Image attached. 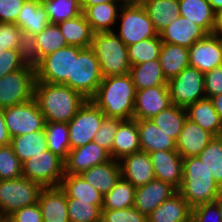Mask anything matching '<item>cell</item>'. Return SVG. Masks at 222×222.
<instances>
[{
  "instance_id": "obj_1",
  "label": "cell",
  "mask_w": 222,
  "mask_h": 222,
  "mask_svg": "<svg viewBox=\"0 0 222 222\" xmlns=\"http://www.w3.org/2000/svg\"><path fill=\"white\" fill-rule=\"evenodd\" d=\"M136 88L130 73L103 77L90 99L109 118L133 119Z\"/></svg>"
},
{
  "instance_id": "obj_2",
  "label": "cell",
  "mask_w": 222,
  "mask_h": 222,
  "mask_svg": "<svg viewBox=\"0 0 222 222\" xmlns=\"http://www.w3.org/2000/svg\"><path fill=\"white\" fill-rule=\"evenodd\" d=\"M34 98L46 122L68 123L87 101L65 84L35 82Z\"/></svg>"
},
{
  "instance_id": "obj_3",
  "label": "cell",
  "mask_w": 222,
  "mask_h": 222,
  "mask_svg": "<svg viewBox=\"0 0 222 222\" xmlns=\"http://www.w3.org/2000/svg\"><path fill=\"white\" fill-rule=\"evenodd\" d=\"M178 192L193 209L214 202L222 195V188L213 179L199 156L183 159V179Z\"/></svg>"
},
{
  "instance_id": "obj_4",
  "label": "cell",
  "mask_w": 222,
  "mask_h": 222,
  "mask_svg": "<svg viewBox=\"0 0 222 222\" xmlns=\"http://www.w3.org/2000/svg\"><path fill=\"white\" fill-rule=\"evenodd\" d=\"M91 48L99 61L103 77L130 73L127 46L115 32H97Z\"/></svg>"
},
{
  "instance_id": "obj_5",
  "label": "cell",
  "mask_w": 222,
  "mask_h": 222,
  "mask_svg": "<svg viewBox=\"0 0 222 222\" xmlns=\"http://www.w3.org/2000/svg\"><path fill=\"white\" fill-rule=\"evenodd\" d=\"M102 79L99 61L94 50L91 47L73 46L72 77L68 78L65 85L90 100L99 88Z\"/></svg>"
},
{
  "instance_id": "obj_6",
  "label": "cell",
  "mask_w": 222,
  "mask_h": 222,
  "mask_svg": "<svg viewBox=\"0 0 222 222\" xmlns=\"http://www.w3.org/2000/svg\"><path fill=\"white\" fill-rule=\"evenodd\" d=\"M117 24L114 32L126 46L158 36L143 5L121 7Z\"/></svg>"
},
{
  "instance_id": "obj_7",
  "label": "cell",
  "mask_w": 222,
  "mask_h": 222,
  "mask_svg": "<svg viewBox=\"0 0 222 222\" xmlns=\"http://www.w3.org/2000/svg\"><path fill=\"white\" fill-rule=\"evenodd\" d=\"M36 67L28 63L24 68L0 78V108L5 109L34 98Z\"/></svg>"
},
{
  "instance_id": "obj_8",
  "label": "cell",
  "mask_w": 222,
  "mask_h": 222,
  "mask_svg": "<svg viewBox=\"0 0 222 222\" xmlns=\"http://www.w3.org/2000/svg\"><path fill=\"white\" fill-rule=\"evenodd\" d=\"M43 188L24 177L0 180V213L9 216L17 209L37 203Z\"/></svg>"
},
{
  "instance_id": "obj_9",
  "label": "cell",
  "mask_w": 222,
  "mask_h": 222,
  "mask_svg": "<svg viewBox=\"0 0 222 222\" xmlns=\"http://www.w3.org/2000/svg\"><path fill=\"white\" fill-rule=\"evenodd\" d=\"M22 175L43 187H57L65 175V162L47 149L22 163Z\"/></svg>"
},
{
  "instance_id": "obj_10",
  "label": "cell",
  "mask_w": 222,
  "mask_h": 222,
  "mask_svg": "<svg viewBox=\"0 0 222 222\" xmlns=\"http://www.w3.org/2000/svg\"><path fill=\"white\" fill-rule=\"evenodd\" d=\"M11 138L45 129L46 120L35 98L3 109Z\"/></svg>"
},
{
  "instance_id": "obj_11",
  "label": "cell",
  "mask_w": 222,
  "mask_h": 222,
  "mask_svg": "<svg viewBox=\"0 0 222 222\" xmlns=\"http://www.w3.org/2000/svg\"><path fill=\"white\" fill-rule=\"evenodd\" d=\"M204 75L197 68L189 66L169 80L167 85L171 103L186 108L205 98Z\"/></svg>"
},
{
  "instance_id": "obj_12",
  "label": "cell",
  "mask_w": 222,
  "mask_h": 222,
  "mask_svg": "<svg viewBox=\"0 0 222 222\" xmlns=\"http://www.w3.org/2000/svg\"><path fill=\"white\" fill-rule=\"evenodd\" d=\"M105 117L104 113L91 100H87L68 122L71 149L93 142L95 133Z\"/></svg>"
},
{
  "instance_id": "obj_13",
  "label": "cell",
  "mask_w": 222,
  "mask_h": 222,
  "mask_svg": "<svg viewBox=\"0 0 222 222\" xmlns=\"http://www.w3.org/2000/svg\"><path fill=\"white\" fill-rule=\"evenodd\" d=\"M36 82L65 84L72 77L73 46H66L43 57L36 65Z\"/></svg>"
},
{
  "instance_id": "obj_14",
  "label": "cell",
  "mask_w": 222,
  "mask_h": 222,
  "mask_svg": "<svg viewBox=\"0 0 222 222\" xmlns=\"http://www.w3.org/2000/svg\"><path fill=\"white\" fill-rule=\"evenodd\" d=\"M189 49V64L202 73L222 65V41L219 35L207 34Z\"/></svg>"
},
{
  "instance_id": "obj_15",
  "label": "cell",
  "mask_w": 222,
  "mask_h": 222,
  "mask_svg": "<svg viewBox=\"0 0 222 222\" xmlns=\"http://www.w3.org/2000/svg\"><path fill=\"white\" fill-rule=\"evenodd\" d=\"M171 105L168 86L136 90L133 119H151Z\"/></svg>"
},
{
  "instance_id": "obj_16",
  "label": "cell",
  "mask_w": 222,
  "mask_h": 222,
  "mask_svg": "<svg viewBox=\"0 0 222 222\" xmlns=\"http://www.w3.org/2000/svg\"><path fill=\"white\" fill-rule=\"evenodd\" d=\"M154 168L155 178L167 182L177 190L183 179V158L176 150L148 153Z\"/></svg>"
},
{
  "instance_id": "obj_17",
  "label": "cell",
  "mask_w": 222,
  "mask_h": 222,
  "mask_svg": "<svg viewBox=\"0 0 222 222\" xmlns=\"http://www.w3.org/2000/svg\"><path fill=\"white\" fill-rule=\"evenodd\" d=\"M112 158L110 153L97 145L89 142L86 145L71 149L65 162V174H80L93 166L104 164Z\"/></svg>"
},
{
  "instance_id": "obj_18",
  "label": "cell",
  "mask_w": 222,
  "mask_h": 222,
  "mask_svg": "<svg viewBox=\"0 0 222 222\" xmlns=\"http://www.w3.org/2000/svg\"><path fill=\"white\" fill-rule=\"evenodd\" d=\"M68 46L57 24H49L28 41L27 57L34 66L46 55Z\"/></svg>"
},
{
  "instance_id": "obj_19",
  "label": "cell",
  "mask_w": 222,
  "mask_h": 222,
  "mask_svg": "<svg viewBox=\"0 0 222 222\" xmlns=\"http://www.w3.org/2000/svg\"><path fill=\"white\" fill-rule=\"evenodd\" d=\"M119 164L121 178L131 182L136 188L155 179L154 168L147 152L138 151L127 155L119 160Z\"/></svg>"
},
{
  "instance_id": "obj_20",
  "label": "cell",
  "mask_w": 222,
  "mask_h": 222,
  "mask_svg": "<svg viewBox=\"0 0 222 222\" xmlns=\"http://www.w3.org/2000/svg\"><path fill=\"white\" fill-rule=\"evenodd\" d=\"M178 190L167 182L153 179L144 186L136 188L133 207L140 213L149 215Z\"/></svg>"
},
{
  "instance_id": "obj_21",
  "label": "cell",
  "mask_w": 222,
  "mask_h": 222,
  "mask_svg": "<svg viewBox=\"0 0 222 222\" xmlns=\"http://www.w3.org/2000/svg\"><path fill=\"white\" fill-rule=\"evenodd\" d=\"M213 137L212 133L187 118L176 140V151L183 159L198 156Z\"/></svg>"
},
{
  "instance_id": "obj_22",
  "label": "cell",
  "mask_w": 222,
  "mask_h": 222,
  "mask_svg": "<svg viewBox=\"0 0 222 222\" xmlns=\"http://www.w3.org/2000/svg\"><path fill=\"white\" fill-rule=\"evenodd\" d=\"M158 35L162 42L189 48L195 42L203 39L207 33L196 23L179 15Z\"/></svg>"
},
{
  "instance_id": "obj_23",
  "label": "cell",
  "mask_w": 222,
  "mask_h": 222,
  "mask_svg": "<svg viewBox=\"0 0 222 222\" xmlns=\"http://www.w3.org/2000/svg\"><path fill=\"white\" fill-rule=\"evenodd\" d=\"M37 203L43 222H70L67 196L60 186L44 187Z\"/></svg>"
},
{
  "instance_id": "obj_24",
  "label": "cell",
  "mask_w": 222,
  "mask_h": 222,
  "mask_svg": "<svg viewBox=\"0 0 222 222\" xmlns=\"http://www.w3.org/2000/svg\"><path fill=\"white\" fill-rule=\"evenodd\" d=\"M24 32L27 41L45 29L49 23V17L40 0H26L16 23Z\"/></svg>"
},
{
  "instance_id": "obj_25",
  "label": "cell",
  "mask_w": 222,
  "mask_h": 222,
  "mask_svg": "<svg viewBox=\"0 0 222 222\" xmlns=\"http://www.w3.org/2000/svg\"><path fill=\"white\" fill-rule=\"evenodd\" d=\"M192 208L177 191L148 215V222H191Z\"/></svg>"
},
{
  "instance_id": "obj_26",
  "label": "cell",
  "mask_w": 222,
  "mask_h": 222,
  "mask_svg": "<svg viewBox=\"0 0 222 222\" xmlns=\"http://www.w3.org/2000/svg\"><path fill=\"white\" fill-rule=\"evenodd\" d=\"M85 181L105 196L121 178L118 160L111 159L79 174Z\"/></svg>"
},
{
  "instance_id": "obj_27",
  "label": "cell",
  "mask_w": 222,
  "mask_h": 222,
  "mask_svg": "<svg viewBox=\"0 0 222 222\" xmlns=\"http://www.w3.org/2000/svg\"><path fill=\"white\" fill-rule=\"evenodd\" d=\"M81 7L94 33L114 32L121 9V6L117 2Z\"/></svg>"
},
{
  "instance_id": "obj_28",
  "label": "cell",
  "mask_w": 222,
  "mask_h": 222,
  "mask_svg": "<svg viewBox=\"0 0 222 222\" xmlns=\"http://www.w3.org/2000/svg\"><path fill=\"white\" fill-rule=\"evenodd\" d=\"M141 151L176 150V141L157 127L151 119L137 120Z\"/></svg>"
},
{
  "instance_id": "obj_29",
  "label": "cell",
  "mask_w": 222,
  "mask_h": 222,
  "mask_svg": "<svg viewBox=\"0 0 222 222\" xmlns=\"http://www.w3.org/2000/svg\"><path fill=\"white\" fill-rule=\"evenodd\" d=\"M141 151L139 131L137 127V120H123L116 131L111 158L120 160L121 158Z\"/></svg>"
},
{
  "instance_id": "obj_30",
  "label": "cell",
  "mask_w": 222,
  "mask_h": 222,
  "mask_svg": "<svg viewBox=\"0 0 222 222\" xmlns=\"http://www.w3.org/2000/svg\"><path fill=\"white\" fill-rule=\"evenodd\" d=\"M187 118L197 123L214 136H222V121L210 98H203L188 105Z\"/></svg>"
},
{
  "instance_id": "obj_31",
  "label": "cell",
  "mask_w": 222,
  "mask_h": 222,
  "mask_svg": "<svg viewBox=\"0 0 222 222\" xmlns=\"http://www.w3.org/2000/svg\"><path fill=\"white\" fill-rule=\"evenodd\" d=\"M180 16L200 26L207 34H213L215 12L208 0H179Z\"/></svg>"
},
{
  "instance_id": "obj_32",
  "label": "cell",
  "mask_w": 222,
  "mask_h": 222,
  "mask_svg": "<svg viewBox=\"0 0 222 222\" xmlns=\"http://www.w3.org/2000/svg\"><path fill=\"white\" fill-rule=\"evenodd\" d=\"M159 63L167 81L175 78L189 64V49L176 44L162 43Z\"/></svg>"
},
{
  "instance_id": "obj_33",
  "label": "cell",
  "mask_w": 222,
  "mask_h": 222,
  "mask_svg": "<svg viewBox=\"0 0 222 222\" xmlns=\"http://www.w3.org/2000/svg\"><path fill=\"white\" fill-rule=\"evenodd\" d=\"M59 186L67 198L90 202V204L98 205L102 209L104 196L79 174H65Z\"/></svg>"
},
{
  "instance_id": "obj_34",
  "label": "cell",
  "mask_w": 222,
  "mask_h": 222,
  "mask_svg": "<svg viewBox=\"0 0 222 222\" xmlns=\"http://www.w3.org/2000/svg\"><path fill=\"white\" fill-rule=\"evenodd\" d=\"M57 25L67 45L80 48L91 47L94 32L83 13L73 19L59 22Z\"/></svg>"
},
{
  "instance_id": "obj_35",
  "label": "cell",
  "mask_w": 222,
  "mask_h": 222,
  "mask_svg": "<svg viewBox=\"0 0 222 222\" xmlns=\"http://www.w3.org/2000/svg\"><path fill=\"white\" fill-rule=\"evenodd\" d=\"M143 6L158 34L180 15L179 0H145Z\"/></svg>"
},
{
  "instance_id": "obj_36",
  "label": "cell",
  "mask_w": 222,
  "mask_h": 222,
  "mask_svg": "<svg viewBox=\"0 0 222 222\" xmlns=\"http://www.w3.org/2000/svg\"><path fill=\"white\" fill-rule=\"evenodd\" d=\"M130 75L136 90L168 86L158 59L131 66Z\"/></svg>"
},
{
  "instance_id": "obj_37",
  "label": "cell",
  "mask_w": 222,
  "mask_h": 222,
  "mask_svg": "<svg viewBox=\"0 0 222 222\" xmlns=\"http://www.w3.org/2000/svg\"><path fill=\"white\" fill-rule=\"evenodd\" d=\"M10 144L21 163L48 149L45 129L11 138Z\"/></svg>"
},
{
  "instance_id": "obj_38",
  "label": "cell",
  "mask_w": 222,
  "mask_h": 222,
  "mask_svg": "<svg viewBox=\"0 0 222 222\" xmlns=\"http://www.w3.org/2000/svg\"><path fill=\"white\" fill-rule=\"evenodd\" d=\"M186 119V109L173 104L151 118L157 127L175 141L178 139Z\"/></svg>"
},
{
  "instance_id": "obj_39",
  "label": "cell",
  "mask_w": 222,
  "mask_h": 222,
  "mask_svg": "<svg viewBox=\"0 0 222 222\" xmlns=\"http://www.w3.org/2000/svg\"><path fill=\"white\" fill-rule=\"evenodd\" d=\"M45 134L48 149L65 161L71 150L68 123L46 122Z\"/></svg>"
},
{
  "instance_id": "obj_40",
  "label": "cell",
  "mask_w": 222,
  "mask_h": 222,
  "mask_svg": "<svg viewBox=\"0 0 222 222\" xmlns=\"http://www.w3.org/2000/svg\"><path fill=\"white\" fill-rule=\"evenodd\" d=\"M136 187L120 178L116 185L103 197L102 209H125L133 207Z\"/></svg>"
},
{
  "instance_id": "obj_41",
  "label": "cell",
  "mask_w": 222,
  "mask_h": 222,
  "mask_svg": "<svg viewBox=\"0 0 222 222\" xmlns=\"http://www.w3.org/2000/svg\"><path fill=\"white\" fill-rule=\"evenodd\" d=\"M49 17V23L73 19L83 13L80 0H40Z\"/></svg>"
},
{
  "instance_id": "obj_42",
  "label": "cell",
  "mask_w": 222,
  "mask_h": 222,
  "mask_svg": "<svg viewBox=\"0 0 222 222\" xmlns=\"http://www.w3.org/2000/svg\"><path fill=\"white\" fill-rule=\"evenodd\" d=\"M162 43L163 42L158 35L127 46L130 66L158 59Z\"/></svg>"
},
{
  "instance_id": "obj_43",
  "label": "cell",
  "mask_w": 222,
  "mask_h": 222,
  "mask_svg": "<svg viewBox=\"0 0 222 222\" xmlns=\"http://www.w3.org/2000/svg\"><path fill=\"white\" fill-rule=\"evenodd\" d=\"M198 156L222 188V136L213 137Z\"/></svg>"
},
{
  "instance_id": "obj_44",
  "label": "cell",
  "mask_w": 222,
  "mask_h": 222,
  "mask_svg": "<svg viewBox=\"0 0 222 222\" xmlns=\"http://www.w3.org/2000/svg\"><path fill=\"white\" fill-rule=\"evenodd\" d=\"M70 222H98L101 221L102 209L90 202L76 198H67Z\"/></svg>"
},
{
  "instance_id": "obj_45",
  "label": "cell",
  "mask_w": 222,
  "mask_h": 222,
  "mask_svg": "<svg viewBox=\"0 0 222 222\" xmlns=\"http://www.w3.org/2000/svg\"><path fill=\"white\" fill-rule=\"evenodd\" d=\"M0 47L3 50L22 49L27 54L28 41L17 24L0 22Z\"/></svg>"
},
{
  "instance_id": "obj_46",
  "label": "cell",
  "mask_w": 222,
  "mask_h": 222,
  "mask_svg": "<svg viewBox=\"0 0 222 222\" xmlns=\"http://www.w3.org/2000/svg\"><path fill=\"white\" fill-rule=\"evenodd\" d=\"M23 177L22 163L15 155L11 144L0 146V180Z\"/></svg>"
},
{
  "instance_id": "obj_47",
  "label": "cell",
  "mask_w": 222,
  "mask_h": 222,
  "mask_svg": "<svg viewBox=\"0 0 222 222\" xmlns=\"http://www.w3.org/2000/svg\"><path fill=\"white\" fill-rule=\"evenodd\" d=\"M29 63L22 49H7L0 55V78L24 68Z\"/></svg>"
},
{
  "instance_id": "obj_48",
  "label": "cell",
  "mask_w": 222,
  "mask_h": 222,
  "mask_svg": "<svg viewBox=\"0 0 222 222\" xmlns=\"http://www.w3.org/2000/svg\"><path fill=\"white\" fill-rule=\"evenodd\" d=\"M123 120L118 118L105 117L100 125V128L95 133L93 142L107 150L110 154L112 152L114 136L116 134L119 124Z\"/></svg>"
},
{
  "instance_id": "obj_49",
  "label": "cell",
  "mask_w": 222,
  "mask_h": 222,
  "mask_svg": "<svg viewBox=\"0 0 222 222\" xmlns=\"http://www.w3.org/2000/svg\"><path fill=\"white\" fill-rule=\"evenodd\" d=\"M102 222H148V216L140 213L136 208L102 209Z\"/></svg>"
},
{
  "instance_id": "obj_50",
  "label": "cell",
  "mask_w": 222,
  "mask_h": 222,
  "mask_svg": "<svg viewBox=\"0 0 222 222\" xmlns=\"http://www.w3.org/2000/svg\"><path fill=\"white\" fill-rule=\"evenodd\" d=\"M191 222H222L218 209V199L193 208Z\"/></svg>"
},
{
  "instance_id": "obj_51",
  "label": "cell",
  "mask_w": 222,
  "mask_h": 222,
  "mask_svg": "<svg viewBox=\"0 0 222 222\" xmlns=\"http://www.w3.org/2000/svg\"><path fill=\"white\" fill-rule=\"evenodd\" d=\"M204 88L207 98L222 94V65L205 73Z\"/></svg>"
},
{
  "instance_id": "obj_52",
  "label": "cell",
  "mask_w": 222,
  "mask_h": 222,
  "mask_svg": "<svg viewBox=\"0 0 222 222\" xmlns=\"http://www.w3.org/2000/svg\"><path fill=\"white\" fill-rule=\"evenodd\" d=\"M9 217V222H43L38 203L15 210Z\"/></svg>"
},
{
  "instance_id": "obj_53",
  "label": "cell",
  "mask_w": 222,
  "mask_h": 222,
  "mask_svg": "<svg viewBox=\"0 0 222 222\" xmlns=\"http://www.w3.org/2000/svg\"><path fill=\"white\" fill-rule=\"evenodd\" d=\"M26 0H0V22L16 23Z\"/></svg>"
},
{
  "instance_id": "obj_54",
  "label": "cell",
  "mask_w": 222,
  "mask_h": 222,
  "mask_svg": "<svg viewBox=\"0 0 222 222\" xmlns=\"http://www.w3.org/2000/svg\"><path fill=\"white\" fill-rule=\"evenodd\" d=\"M11 143V137L8 133L3 109L0 108V146L8 145Z\"/></svg>"
},
{
  "instance_id": "obj_55",
  "label": "cell",
  "mask_w": 222,
  "mask_h": 222,
  "mask_svg": "<svg viewBox=\"0 0 222 222\" xmlns=\"http://www.w3.org/2000/svg\"><path fill=\"white\" fill-rule=\"evenodd\" d=\"M216 112L219 114L222 121V94L216 95L210 98Z\"/></svg>"
},
{
  "instance_id": "obj_56",
  "label": "cell",
  "mask_w": 222,
  "mask_h": 222,
  "mask_svg": "<svg viewBox=\"0 0 222 222\" xmlns=\"http://www.w3.org/2000/svg\"><path fill=\"white\" fill-rule=\"evenodd\" d=\"M214 33H222V9L215 14Z\"/></svg>"
},
{
  "instance_id": "obj_57",
  "label": "cell",
  "mask_w": 222,
  "mask_h": 222,
  "mask_svg": "<svg viewBox=\"0 0 222 222\" xmlns=\"http://www.w3.org/2000/svg\"><path fill=\"white\" fill-rule=\"evenodd\" d=\"M145 0H116V2L121 6H141Z\"/></svg>"
},
{
  "instance_id": "obj_58",
  "label": "cell",
  "mask_w": 222,
  "mask_h": 222,
  "mask_svg": "<svg viewBox=\"0 0 222 222\" xmlns=\"http://www.w3.org/2000/svg\"><path fill=\"white\" fill-rule=\"evenodd\" d=\"M80 2H81V6H93L96 4L116 2V0H80Z\"/></svg>"
},
{
  "instance_id": "obj_59",
  "label": "cell",
  "mask_w": 222,
  "mask_h": 222,
  "mask_svg": "<svg viewBox=\"0 0 222 222\" xmlns=\"http://www.w3.org/2000/svg\"><path fill=\"white\" fill-rule=\"evenodd\" d=\"M208 2L215 13L222 9V0H208Z\"/></svg>"
},
{
  "instance_id": "obj_60",
  "label": "cell",
  "mask_w": 222,
  "mask_h": 222,
  "mask_svg": "<svg viewBox=\"0 0 222 222\" xmlns=\"http://www.w3.org/2000/svg\"><path fill=\"white\" fill-rule=\"evenodd\" d=\"M218 209H219V213H220V217L222 221V195L218 198Z\"/></svg>"
},
{
  "instance_id": "obj_61",
  "label": "cell",
  "mask_w": 222,
  "mask_h": 222,
  "mask_svg": "<svg viewBox=\"0 0 222 222\" xmlns=\"http://www.w3.org/2000/svg\"><path fill=\"white\" fill-rule=\"evenodd\" d=\"M0 222H9V217L0 213Z\"/></svg>"
},
{
  "instance_id": "obj_62",
  "label": "cell",
  "mask_w": 222,
  "mask_h": 222,
  "mask_svg": "<svg viewBox=\"0 0 222 222\" xmlns=\"http://www.w3.org/2000/svg\"><path fill=\"white\" fill-rule=\"evenodd\" d=\"M216 35H219L221 41H222V33H215Z\"/></svg>"
},
{
  "instance_id": "obj_63",
  "label": "cell",
  "mask_w": 222,
  "mask_h": 222,
  "mask_svg": "<svg viewBox=\"0 0 222 222\" xmlns=\"http://www.w3.org/2000/svg\"><path fill=\"white\" fill-rule=\"evenodd\" d=\"M4 52V50L0 47V55H1V53H3Z\"/></svg>"
}]
</instances>
